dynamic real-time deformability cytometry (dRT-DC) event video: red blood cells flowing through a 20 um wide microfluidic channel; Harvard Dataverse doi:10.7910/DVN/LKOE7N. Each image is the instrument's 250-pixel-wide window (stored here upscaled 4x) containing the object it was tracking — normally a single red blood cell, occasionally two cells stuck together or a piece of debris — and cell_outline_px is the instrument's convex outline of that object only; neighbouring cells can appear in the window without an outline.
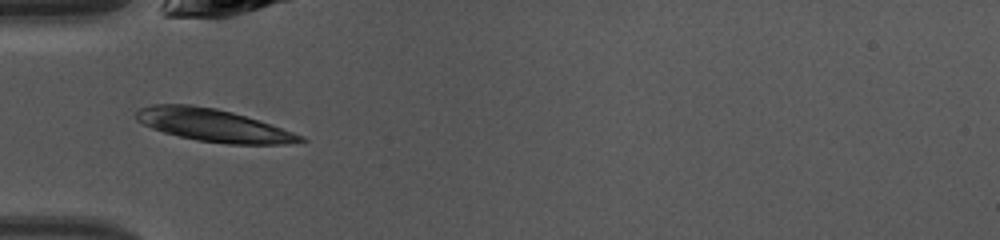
{"species": "common noctule bat (a hibernating species)", "species_latin": "Nyctalus noctula", "temperature_condition": "warm", "stored_images_in_passage": 35, "camera_frame_rate_fps": 3000, "um_per_image_px": 0.085, "animal": {"sex": "female", "body_mass_g": 10.0, "forearm_length_mm": 53.1}, "frame": {"image": 1, "passage_image": 3, "time_ms": 0.667, "image_size_px": [1000, 240], "cell_outline_px": [[308, 140], [284, 144], [228, 144], [196, 140], [164, 132], [152, 128], [136, 120], [136, 112], [140, 108], [152, 104], [192, 104], [216, 108], [232, 112], [304, 136]], "centroid_in_image_um": [18.09, 10.64], "position_along_channel_um": 66.9, "area_um2": 30.75}}
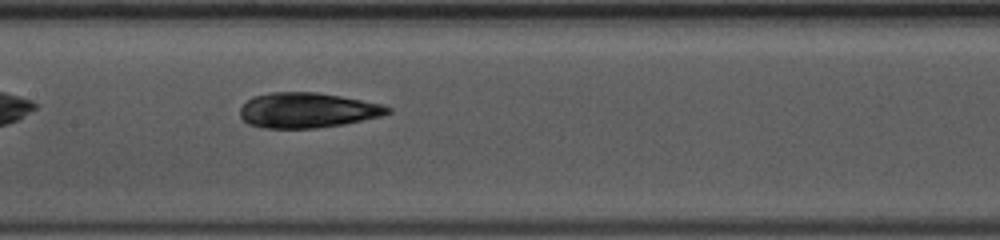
{"frame": {"image": 2, "passage_image": 11, "time_ms": 3.333, "image_size_px": [1000, 240], "cell_outline_px": [[392, 112], [380, 116], [344, 124], [316, 128], [264, 128], [248, 124], [240, 116], [240, 108], [252, 96], [268, 92], [316, 92], [340, 96], [384, 104], [392, 108]], "centroid_in_image_um": [26.13, 9.37], "position_along_channel_um": 181.3, "area_um2": 30.35}}
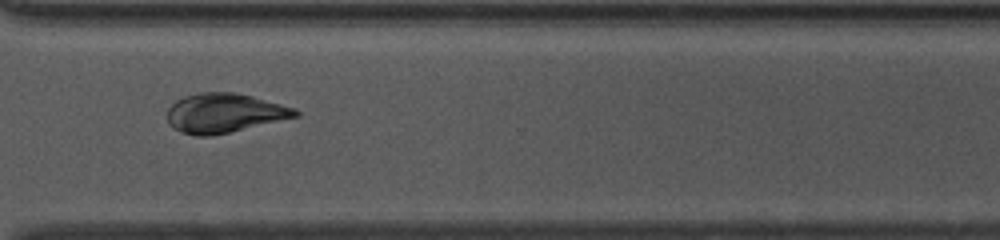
{"frame": {"image": 3, "passage_image": 23, "time_ms": 7.333, "image_size_px": [1000, 240], "cell_outline_px": [[300, 116], [212, 136], [196, 136], [180, 132], [168, 124], [168, 108], [176, 100], [184, 96], [200, 92], [236, 92], [252, 96], [296, 108], [300, 112]], "centroid_in_image_um": [19.07, 9.61], "position_along_channel_um": 351.5, "area_um2": 29.48}}